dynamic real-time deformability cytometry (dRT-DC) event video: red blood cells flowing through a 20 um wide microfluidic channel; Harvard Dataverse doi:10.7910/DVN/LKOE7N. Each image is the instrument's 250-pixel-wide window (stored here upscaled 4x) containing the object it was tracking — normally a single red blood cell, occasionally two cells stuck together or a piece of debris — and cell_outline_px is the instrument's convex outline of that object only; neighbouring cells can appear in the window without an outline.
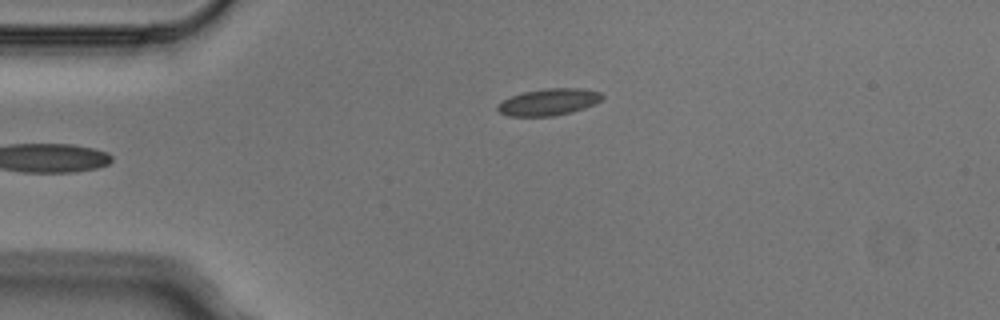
{"species": "Egyptian fruit bat (a non-hibernating species)", "species_latin": "Rousettus aegyptiacus", "temperature_condition": "cold", "stored_images_in_passage": 3, "camera_frame_rate_fps": 3000, "um_per_image_px": 0.085, "animal": {"sex": "male"}, "frame": {"image": 1, "passage_image": 3, "time_ms": 0.667, "image_size_px": [1000, 320], "cell_outline_px": [[604, 96], [600, 100], [584, 108], [572, 112], [552, 116], [508, 116], [500, 112], [496, 108], [496, 104], [512, 96], [524, 92], [544, 88], [580, 88], [600, 92]], "centroid_in_image_um": [46.62, 8.67], "position_along_channel_um": 38.4, "area_um2": 16.18}}